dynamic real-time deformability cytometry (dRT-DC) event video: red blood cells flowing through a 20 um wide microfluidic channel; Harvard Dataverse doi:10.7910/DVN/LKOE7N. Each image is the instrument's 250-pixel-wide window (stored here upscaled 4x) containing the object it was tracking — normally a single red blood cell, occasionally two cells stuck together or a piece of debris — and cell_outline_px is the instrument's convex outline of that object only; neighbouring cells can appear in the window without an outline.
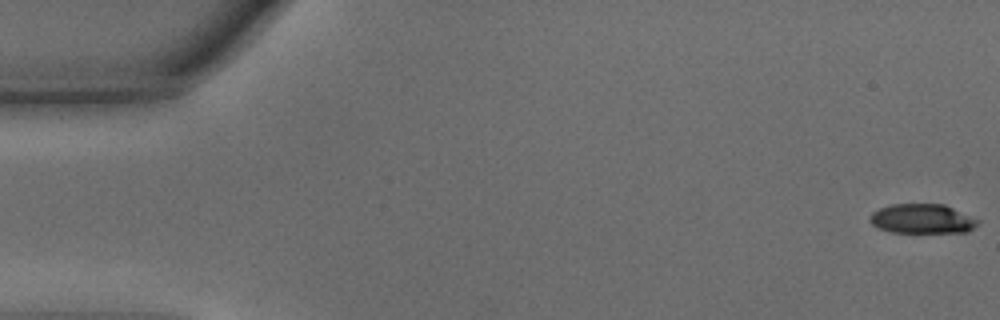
{"species": "common noctule bat (a hibernating species)", "species_latin": "Nyctalus noctula", "temperature_condition": "warm", "stored_images_in_passage": 47, "camera_frame_rate_fps": 3000, "um_per_image_px": 0.085, "animal": {"sex": "male", "body_mass_g": 15.6}, "frame": {"image": 1, "passage_image": 1, "time_ms": 0.0, "image_size_px": [1000, 320], "cell_outline_px": [[980, 220], [968, 232], [892, 232], [880, 228], [872, 224], [868, 220], [872, 212], [880, 208], [892, 204], [944, 204]], "centroid_in_image_um": [78.37, 18.59], "position_along_channel_um": 6.6, "area_um2": 18.38}}
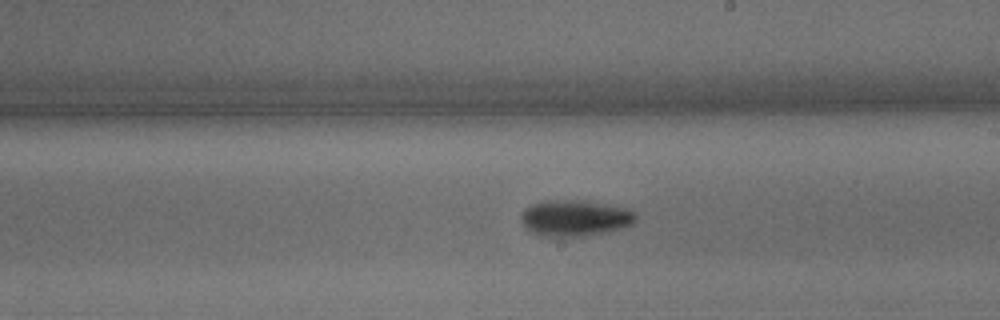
{"frame": {"image": 2, "passage_image": 27, "time_ms": 8.667, "image_size_px": [1000, 320], "cell_outline_px": [[636, 220], [632, 224], [612, 232], [584, 236], [552, 236], [532, 232], [520, 220], [520, 216], [532, 204], [552, 200], [568, 200], [604, 204], [624, 208], [636, 212]], "centroid_in_image_um": [48.93, 18.55], "position_along_channel_um": 240.1, "area_um2": 23.64}}
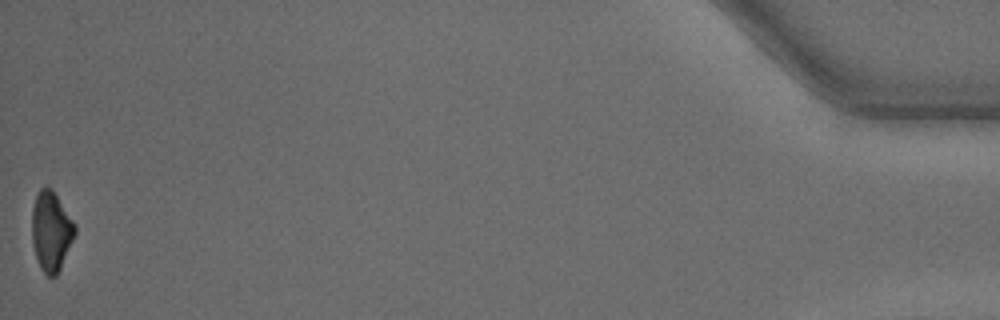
{"frame": {"image": 3, "passage_image": 47, "time_ms": 15.333, "image_size_px": [1000, 320], "cell_outline_px": [[76, 232], [60, 268], [56, 276], [48, 276], [40, 268], [36, 256], [32, 240], [32, 208], [36, 196], [40, 188], [52, 188], [76, 224]], "centroid_in_image_um": [4.35, 19.63], "position_along_channel_um": 430.9, "area_um2": 19.77}, "authors_computed_cell_mechanics": {"area_um2": 21.097, "velocity_mm_per_s": 4.3398, "shape_relaxation_time_tau1_ms": 2.4767, "shape_relaxation_time_tau2_ms": null, "deformation_change_tau1": 0.1262, "deformation_change_tau2": null}}